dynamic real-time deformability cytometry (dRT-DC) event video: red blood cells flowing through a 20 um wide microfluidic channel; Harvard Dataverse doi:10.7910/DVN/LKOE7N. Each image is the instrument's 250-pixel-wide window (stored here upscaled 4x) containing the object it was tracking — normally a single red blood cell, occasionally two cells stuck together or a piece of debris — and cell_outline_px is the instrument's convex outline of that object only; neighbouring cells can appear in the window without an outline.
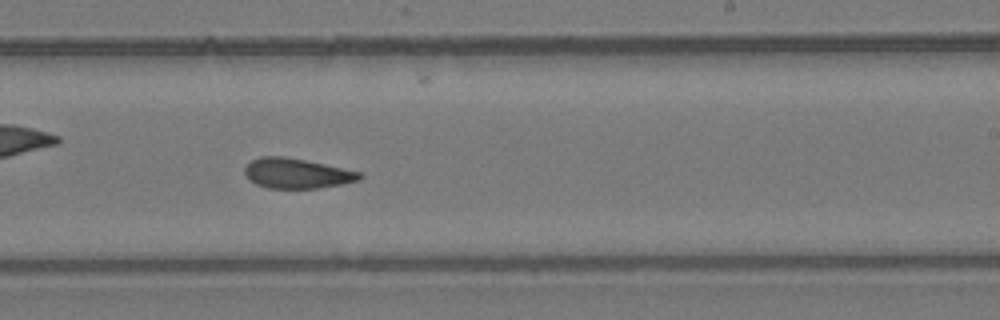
{"species": "common noctule bat (a hibernating species)", "species_latin": "Nyctalus noctula", "temperature_condition": "room temperature", "stored_images_in_passage": 42, "camera_frame_rate_fps": 3000, "um_per_image_px": 0.085, "animal": {"sex": "female", "body_mass_g": 24.6, "forearm_length_mm": 56.2}, "frame": {"image": 1, "passage_image": 24, "time_ms": 7.667, "image_size_px": [1000, 320], "cell_outline_px": [[364, 176], [360, 180], [320, 188], [268, 188], [256, 184], [244, 172], [244, 168], [252, 160], [260, 156], [284, 156], [324, 164], [360, 172]], "centroid_in_image_um": [25.24, 14.73], "position_along_channel_um": 263.8, "area_um2": 19.88}, "authors_computed_cell_mechanics": {"area_um2": 20.5768, "velocity_mm_per_s": 3.8582, "shape_relaxation_time_tau1_ms": 8.5434, "shape_relaxation_time_tau2_ms": 2.9628, "deformation_change_tau1": 0.1739, "deformation_change_tau2": 0.0912}}